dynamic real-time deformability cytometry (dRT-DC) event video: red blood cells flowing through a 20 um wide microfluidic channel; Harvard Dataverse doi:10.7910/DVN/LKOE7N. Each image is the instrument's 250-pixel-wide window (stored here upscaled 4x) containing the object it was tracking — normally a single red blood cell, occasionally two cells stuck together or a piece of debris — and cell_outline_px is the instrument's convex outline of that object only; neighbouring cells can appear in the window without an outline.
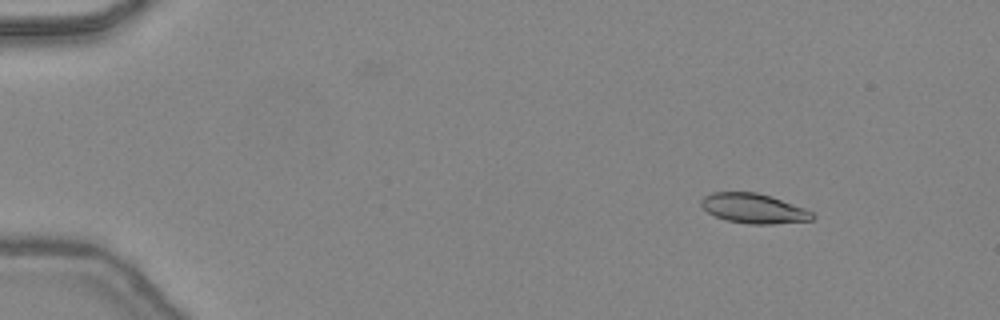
{"species": "common noctule bat (a hibernating species)", "species_latin": "Nyctalus noctula", "temperature_condition": "warm", "stored_images_in_passage": 42, "camera_frame_rate_fps": 3000, "um_per_image_px": 0.085, "animal": {"sex": "female", "body_mass_g": 24.6, "forearm_length_mm": 56.2}, "frame": {"image": 1, "passage_image": 1, "time_ms": 0.0, "image_size_px": [1000, 320], "cell_outline_px": [[816, 216], [812, 220], [772, 224], [748, 224], [724, 220], [708, 212], [700, 204], [700, 200], [704, 196], [712, 192], [756, 192], [772, 196], [804, 208], [812, 212]], "centroid_in_image_um": [64.06, 17.71], "position_along_channel_um": 20.9, "area_um2": 19.36}}
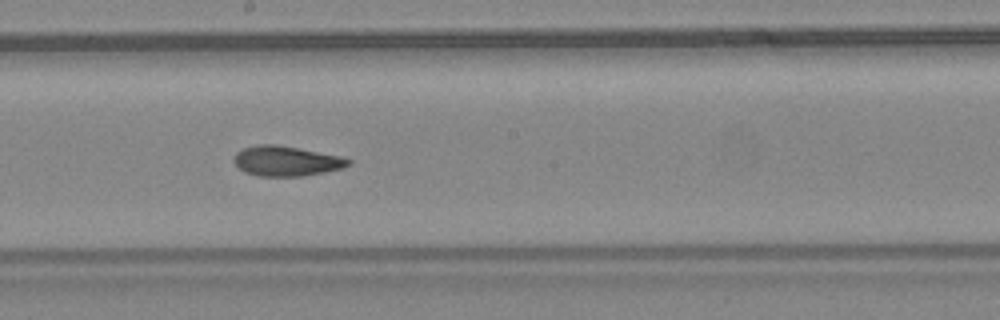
{"frame": {"image": 2, "passage_image": 22, "time_ms": 7.0, "image_size_px": [1000, 320], "cell_outline_px": [[352, 164], [344, 168], [304, 176], [260, 176], [244, 172], [232, 160], [232, 156], [236, 152], [244, 148], [256, 144], [276, 144], [340, 156], [352, 160]], "centroid_in_image_um": [24.33, 13.69], "position_along_channel_um": 223.9, "area_um2": 20.11}}
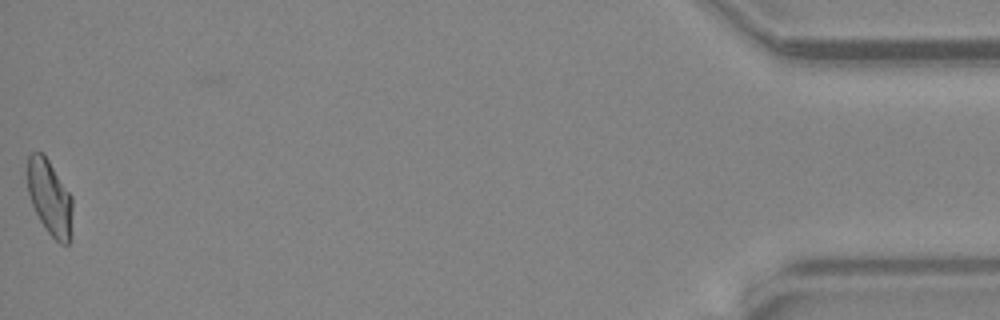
{"frame": {"image": 3, "passage_image": 42, "time_ms": 13.667, "image_size_px": [1000, 320], "cell_outline_px": [[72, 240], [68, 244], [60, 244], [48, 232], [40, 220], [32, 204], [28, 192], [28, 156], [32, 152], [44, 152], [72, 196]], "centroid_in_image_um": [4.26, 16.81], "position_along_channel_um": 430.9, "area_um2": 19.94}, "authors_computed_cell_mechanics": {"area_um2": 19.8254, "velocity_mm_per_s": 4.4719, "shape_relaxation_time_tau1_ms": 6.8794, "shape_relaxation_time_tau2_ms": 2.1388, "deformation_change_tau1": 0.2041, "deformation_change_tau2": 0.0763}}